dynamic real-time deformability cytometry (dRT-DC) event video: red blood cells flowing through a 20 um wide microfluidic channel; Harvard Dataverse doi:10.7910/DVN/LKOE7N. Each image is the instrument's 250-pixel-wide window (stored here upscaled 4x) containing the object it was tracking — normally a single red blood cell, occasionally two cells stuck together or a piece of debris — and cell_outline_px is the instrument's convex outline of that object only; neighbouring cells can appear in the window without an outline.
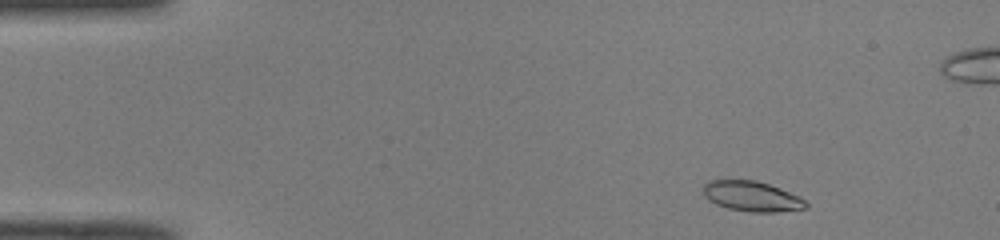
{"species": "common noctule bat (a hibernating species)", "species_latin": "Nyctalus noctula", "temperature_condition": "room temperature", "stored_images_in_passage": 48, "camera_frame_rate_fps": 3000, "um_per_image_px": 0.085, "animal": {"sex": "male", "body_mass_g": 19.0, "forearm_length_mm": 50.8}, "frame": {"image": 1, "passage_image": 3, "time_ms": 0.667, "image_size_px": [1000, 240], "cell_outline_px": [[808, 208], [776, 212], [752, 212], [728, 208], [716, 204], [708, 200], [704, 196], [704, 184], [708, 180], [756, 180], [780, 188], [800, 196], [808, 204]], "centroid_in_image_um": [63.92, 16.68], "position_along_channel_um": 21.1, "area_um2": 18.09}}
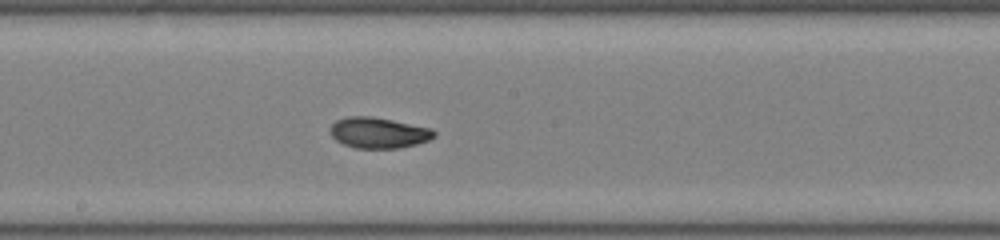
{"frame": {"image": 2, "passage_image": 24, "time_ms": 7.667, "image_size_px": [1000, 240], "cell_outline_px": [[436, 136], [428, 140], [416, 144], [400, 148], [356, 148], [344, 144], [336, 140], [328, 132], [328, 128], [336, 120], [348, 116], [372, 116], [432, 128], [436, 132]], "centroid_in_image_um": [32.15, 11.28], "position_along_channel_um": 216.0, "area_um2": 18.79}}
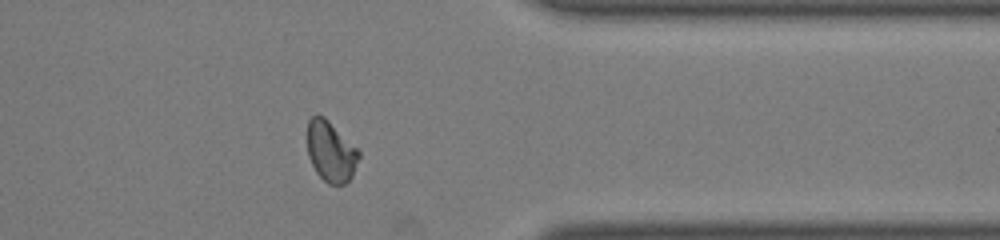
{"frame": {"image": 3, "passage_image": 37, "time_ms": 12.0, "image_size_px": [1000, 240], "cell_outline_px": [[360, 156], [352, 176], [344, 184], [328, 184], [316, 172], [308, 156], [308, 120], [312, 116], [324, 116], [360, 152]], "centroid_in_image_um": [28.11, 12.89], "position_along_channel_um": 383.3, "area_um2": 17.86}, "authors_computed_cell_mechanics": {"area_um2": 18.3804, "velocity_mm_per_s": 4.0864, "shape_relaxation_time_tau1_ms": 4.0131, "shape_relaxation_time_tau2_ms": 1.2808, "deformation_change_tau1": 0.1649, "deformation_change_tau2": 0.0563}}